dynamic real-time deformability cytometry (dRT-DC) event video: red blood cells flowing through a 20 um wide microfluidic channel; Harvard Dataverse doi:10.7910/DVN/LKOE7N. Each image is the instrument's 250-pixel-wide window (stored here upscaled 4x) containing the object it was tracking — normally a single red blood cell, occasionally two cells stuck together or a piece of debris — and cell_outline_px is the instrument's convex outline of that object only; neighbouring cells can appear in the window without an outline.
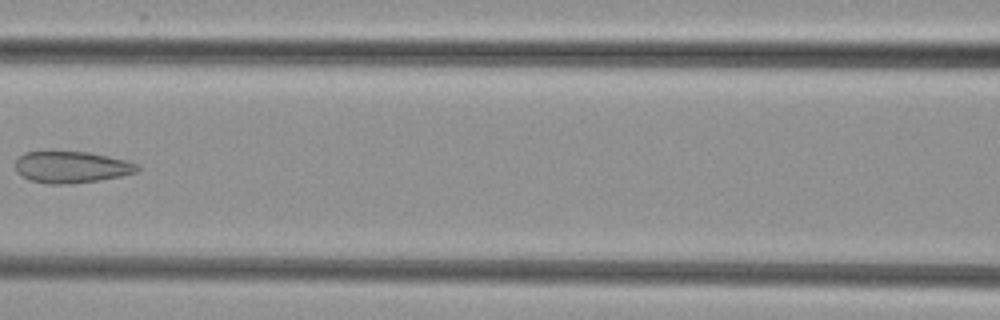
{"species": "common noctule bat (a hibernating species)", "species_latin": "Nyctalus noctula", "temperature_condition": "cold", "stored_images_in_passage": 7, "camera_frame_rate_fps": 3000, "um_per_image_px": 0.085, "animal": {"sex": "female", "body_mass_g": 29.2, "forearm_length_mm": 56.3}, "frame": {"image": 1, "passage_image": 7, "time_ms": 7.333, "image_size_px": [1000, 320], "cell_outline_px": [[140, 168], [136, 172], [120, 176], [72, 184], [48, 184], [28, 180], [20, 176], [16, 172], [16, 160], [24, 152], [88, 152], [128, 160], [136, 164]], "centroid_in_image_um": [6.04, 14.21], "position_along_channel_um": 160.6, "area_um2": 22.43}}